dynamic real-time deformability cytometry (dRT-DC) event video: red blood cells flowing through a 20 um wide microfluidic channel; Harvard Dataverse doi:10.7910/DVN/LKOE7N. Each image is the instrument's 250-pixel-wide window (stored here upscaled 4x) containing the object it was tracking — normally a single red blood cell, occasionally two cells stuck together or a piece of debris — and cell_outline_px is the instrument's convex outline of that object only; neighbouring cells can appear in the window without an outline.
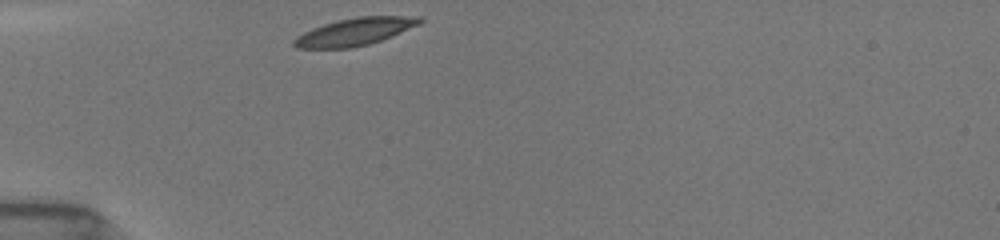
{"species": "common noctule bat (a hibernating species)", "species_latin": "Nyctalus noctula", "temperature_condition": "room temperature", "stored_images_in_passage": 21, "camera_frame_rate_fps": 3000, "um_per_image_px": 0.085, "animal": {"sex": "female", "body_mass_g": 19.5, "forearm_length_mm": 54.1}, "frame": {"image": 1, "passage_image": 1, "time_ms": 0.0, "image_size_px": [1000, 240], "cell_outline_px": [[424, 20], [420, 24], [392, 36], [368, 44], [348, 48], [296, 48], [292, 44], [292, 40], [296, 36], [312, 28], [324, 24], [356, 16], [420, 16]], "centroid_in_image_um": [30.16, 2.69], "position_along_channel_um": 54.8, "area_um2": 20.06}}
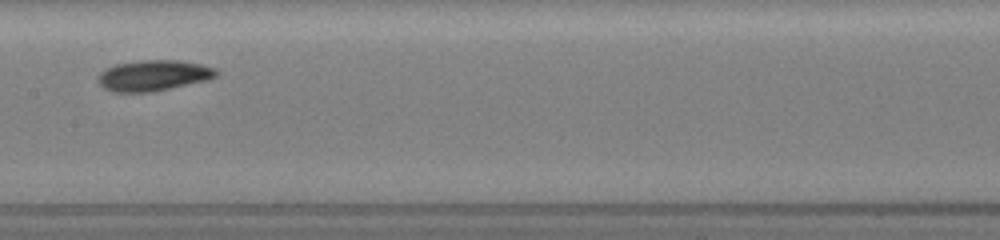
{"frame": {"image": 2, "passage_image": 10, "time_ms": 4.0, "image_size_px": [1000, 240], "cell_outline_px": [[220, 72], [216, 76], [208, 80], [152, 92], [112, 92], [104, 88], [100, 84], [100, 72], [116, 64], [140, 60], [176, 60], [200, 64], [216, 68]], "centroid_in_image_um": [13.09, 6.42], "position_along_channel_um": 194.3, "area_um2": 21.1}}
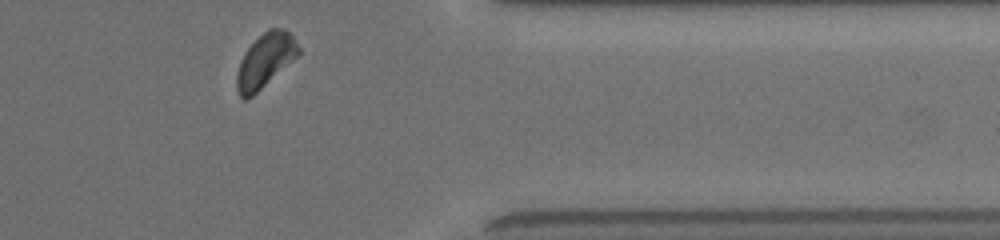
{"frame": {"image": 3, "passage_image": 19, "time_ms": 9.333, "image_size_px": [1000, 240], "cell_outline_px": [[300, 52], [296, 56], [252, 96], [244, 100], [240, 96], [236, 88], [236, 76], [240, 60], [244, 52], [268, 28], [284, 28], [292, 36], [300, 48]], "centroid_in_image_um": [22.51, 5.14], "position_along_channel_um": 388.9, "area_um2": 18.84}, "authors_computed_cell_mechanics": {"area_um2": 19.9988, "velocity_mm_per_s": 3.8584, "shape_relaxation_time_tau1_ms": 1.8742, "shape_relaxation_time_tau2_ms": 8.2731, "deformation_change_tau1": 0.1116, "deformation_change_tau2": 0.1484}}